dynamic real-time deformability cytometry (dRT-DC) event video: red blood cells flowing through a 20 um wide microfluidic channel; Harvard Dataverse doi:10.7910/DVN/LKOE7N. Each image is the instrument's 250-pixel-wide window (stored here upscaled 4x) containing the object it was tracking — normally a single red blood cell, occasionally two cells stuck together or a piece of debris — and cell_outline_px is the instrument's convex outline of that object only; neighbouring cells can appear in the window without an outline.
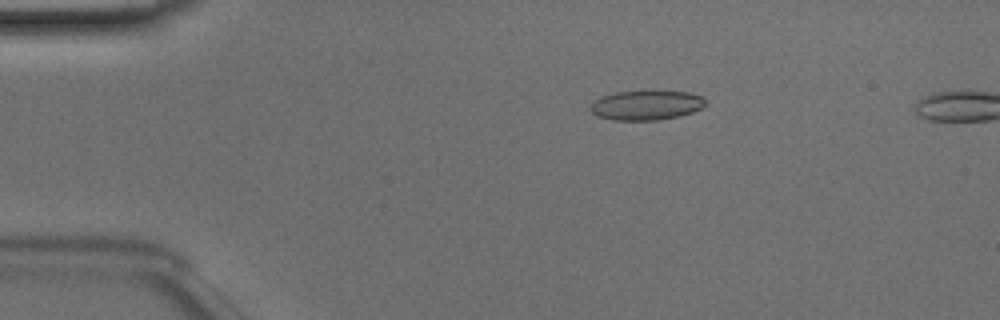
{"species": "Egyptian fruit bat (a non-hibernating species)", "species_latin": "Rousettus aegyptiacus", "temperature_condition": "room temperature", "stored_images_in_passage": 47, "camera_frame_rate_fps": 3000, "um_per_image_px": 0.085, "animal": {"sex": "male"}, "frame": {"image": 1, "passage_image": 9, "time_ms": 2.667, "image_size_px": [1000, 320], "cell_outline_px": [[704, 104], [700, 108], [692, 112], [680, 116], [660, 120], [612, 120], [596, 116], [588, 108], [600, 96], [616, 92], [688, 92], [704, 96]], "centroid_in_image_um": [54.9, 8.96], "position_along_channel_um": 30.1, "area_um2": 19.65}}
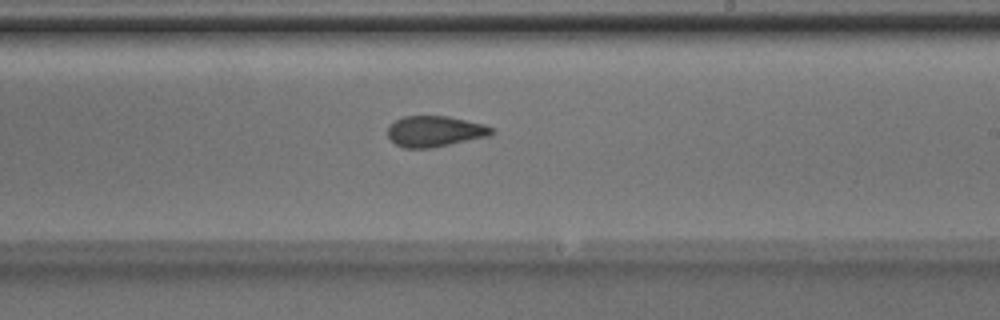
{"frame": {"image": 2, "passage_image": 29, "time_ms": 9.333, "image_size_px": [1000, 320], "cell_outline_px": [[492, 132], [488, 136], [432, 148], [404, 148], [396, 144], [388, 136], [388, 128], [396, 120], [404, 116], [448, 116], [484, 124], [492, 128]], "centroid_in_image_um": [36.95, 11.16], "position_along_channel_um": 252.1, "area_um2": 18.44}}
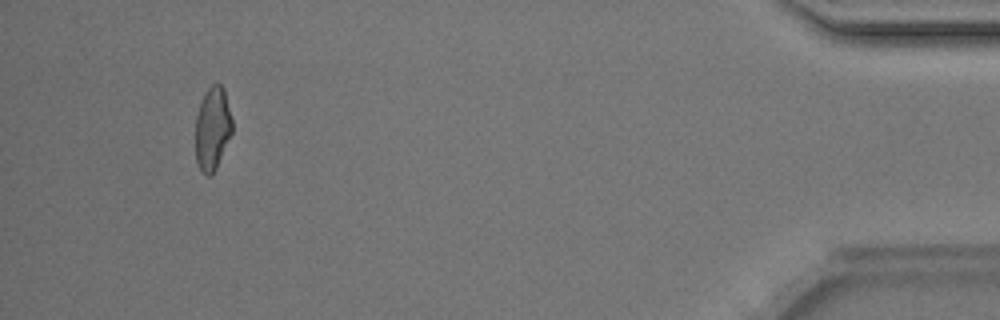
{"frame": {"image": 3, "passage_image": 46, "time_ms": 15.0, "image_size_px": [1000, 320], "cell_outline_px": [[232, 132], [216, 168], [212, 176], [204, 176], [200, 172], [196, 160], [196, 116], [204, 92], [212, 84], [220, 84], [224, 88], [232, 120]], "centroid_in_image_um": [18.05, 10.95], "position_along_channel_um": 417.1, "area_um2": 17.86}}